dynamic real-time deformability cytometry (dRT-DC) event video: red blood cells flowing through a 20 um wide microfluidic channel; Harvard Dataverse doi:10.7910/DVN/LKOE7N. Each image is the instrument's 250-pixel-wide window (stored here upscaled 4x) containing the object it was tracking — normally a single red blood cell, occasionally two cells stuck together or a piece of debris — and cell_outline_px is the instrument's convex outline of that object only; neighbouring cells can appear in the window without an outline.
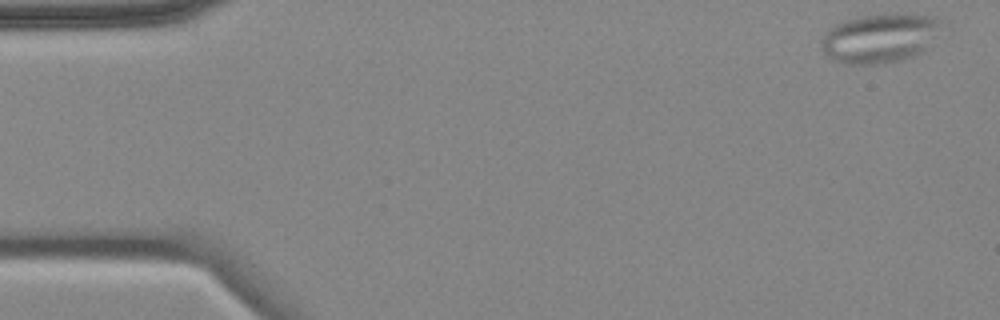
{"species": "common noctule bat (a hibernating species)", "species_latin": "Nyctalus noctula", "temperature_condition": "cold", "stored_images_in_passage": 8, "camera_frame_rate_fps": 3000, "um_per_image_px": 0.085, "animal": {"sex": "female", "body_mass_g": 18.4}, "frame": {"image": 1, "passage_image": 1, "time_ms": 0.0, "image_size_px": [1000, 320], "cell_outline_px": [[952, 28], [920, 52], [912, 56], [900, 60], [884, 64], [844, 64], [832, 60], [820, 48], [820, 40], [824, 32], [836, 24], [844, 20], [864, 16], [892, 12], [896, 12], [936, 16], [944, 20]], "centroid_in_image_um": [74.93, 3.2], "position_along_channel_um": 10.1, "area_um2": 36.13}}
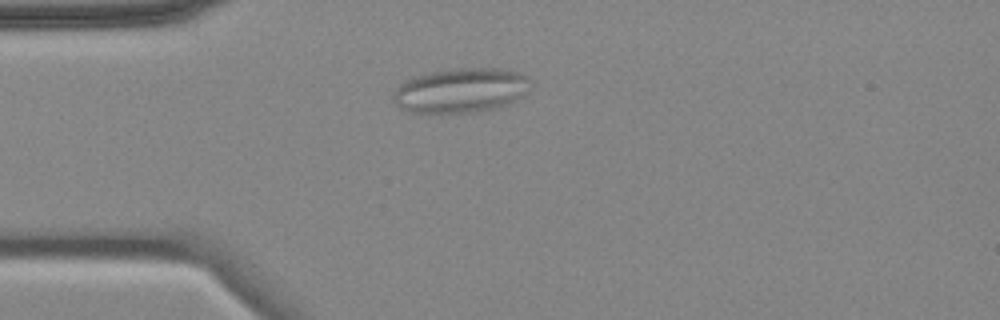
{"frame": {"image": 2, "passage_image": 4, "time_ms": 4.0, "image_size_px": [1000, 320], "cell_outline_px": [[532, 80], [524, 96], [508, 104], [496, 108], [476, 112], [412, 112], [400, 108], [392, 100], [392, 92], [400, 84], [412, 76], [432, 72], [460, 68], [500, 68], [520, 72], [528, 76]], "centroid_in_image_um": [39.19, 7.67], "position_along_channel_um": 45.8, "area_um2": 35.89}}